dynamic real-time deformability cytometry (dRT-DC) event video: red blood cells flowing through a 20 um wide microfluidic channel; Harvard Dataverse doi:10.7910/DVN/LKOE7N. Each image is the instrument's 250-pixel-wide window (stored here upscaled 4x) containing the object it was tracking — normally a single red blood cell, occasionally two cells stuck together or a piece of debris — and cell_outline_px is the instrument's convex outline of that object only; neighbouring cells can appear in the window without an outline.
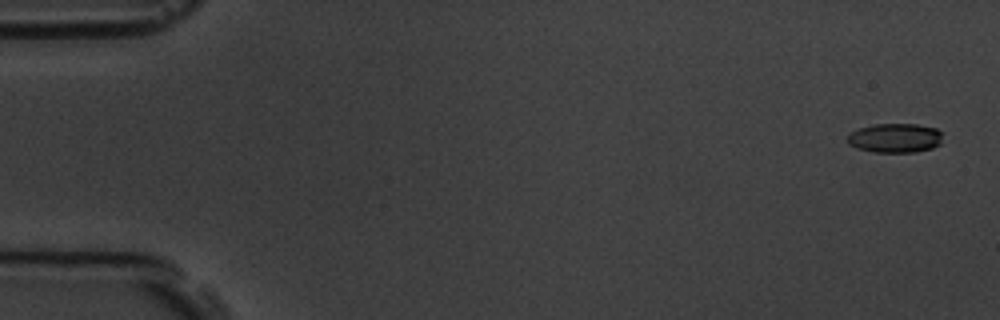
{"species": "common noctule bat (a hibernating species)", "species_latin": "Nyctalus noctula", "temperature_condition": "room temperature", "stored_images_in_passage": 5, "camera_frame_rate_fps": 3000, "um_per_image_px": 0.085, "animal": {"sex": "male", "body_mass_g": 19.5, "forearm_length_mm": 54.6}, "frame": {"image": 1, "passage_image": 1, "time_ms": 0.0, "image_size_px": [1000, 320], "cell_outline_px": [[940, 144], [932, 148], [916, 152], [872, 152], [856, 148], [848, 144], [848, 132], [872, 124], [916, 124], [936, 128], [940, 132]], "centroid_in_image_um": [76.03, 11.73], "position_along_channel_um": 9.0, "area_um2": 16.3}}